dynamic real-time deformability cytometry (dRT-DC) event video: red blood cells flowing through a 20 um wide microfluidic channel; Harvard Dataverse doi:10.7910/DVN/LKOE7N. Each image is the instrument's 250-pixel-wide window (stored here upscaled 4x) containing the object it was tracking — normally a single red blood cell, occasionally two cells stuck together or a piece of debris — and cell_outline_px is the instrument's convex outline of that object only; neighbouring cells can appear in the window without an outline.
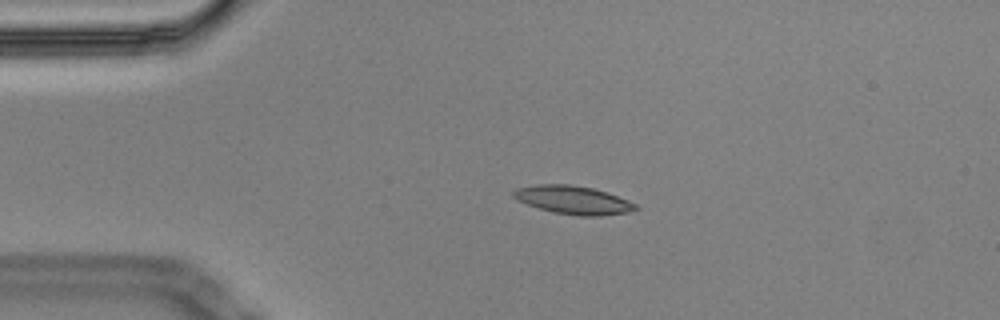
{"species": "Egyptian fruit bat (a non-hibernating species)", "species_latin": "Rousettus aegyptiacus", "temperature_condition": "cold", "stored_images_in_passage": 5, "camera_frame_rate_fps": 3000, "um_per_image_px": 0.085, "animal": {"sex": "male"}, "frame": {"image": 1, "passage_image": 3, "time_ms": 0.667, "image_size_px": [1000, 320], "cell_outline_px": [[640, 208], [628, 212], [600, 216], [580, 216], [552, 212], [516, 200], [512, 196], [512, 192], [516, 188], [536, 184], [568, 184], [592, 188], [628, 200], [636, 204]], "centroid_in_image_um": [48.69, 17.0], "position_along_channel_um": 36.3, "area_um2": 20.06}}